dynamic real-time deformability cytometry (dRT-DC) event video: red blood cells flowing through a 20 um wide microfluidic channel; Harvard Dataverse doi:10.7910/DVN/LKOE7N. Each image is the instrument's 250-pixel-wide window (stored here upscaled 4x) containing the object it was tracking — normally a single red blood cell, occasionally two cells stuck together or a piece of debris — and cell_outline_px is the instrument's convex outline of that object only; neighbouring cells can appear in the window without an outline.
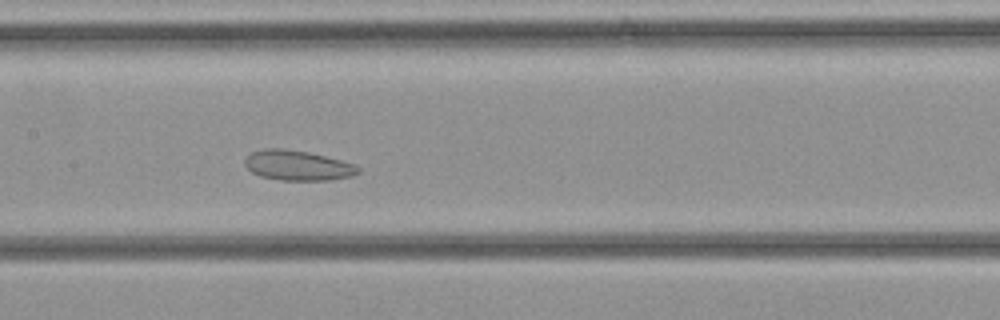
{"species": "common noctule bat (a hibernating species)", "species_latin": "Nyctalus noctula", "temperature_condition": "cold", "stored_images_in_passage": 29, "camera_frame_rate_fps": 3000, "um_per_image_px": 0.085, "animal": {"sex": "female", "body_mass_g": 21.9}, "frame": {"image": 1, "passage_image": 13, "time_ms": 4.0, "image_size_px": [1000, 320], "cell_outline_px": [[360, 172], [352, 176], [328, 180], [280, 180], [260, 176], [252, 172], [244, 164], [244, 160], [252, 152], [264, 148], [284, 148], [308, 152], [340, 160], [352, 164], [360, 168]], "centroid_in_image_um": [25.28, 14.06], "position_along_channel_um": 182.1, "area_um2": 19.71}}